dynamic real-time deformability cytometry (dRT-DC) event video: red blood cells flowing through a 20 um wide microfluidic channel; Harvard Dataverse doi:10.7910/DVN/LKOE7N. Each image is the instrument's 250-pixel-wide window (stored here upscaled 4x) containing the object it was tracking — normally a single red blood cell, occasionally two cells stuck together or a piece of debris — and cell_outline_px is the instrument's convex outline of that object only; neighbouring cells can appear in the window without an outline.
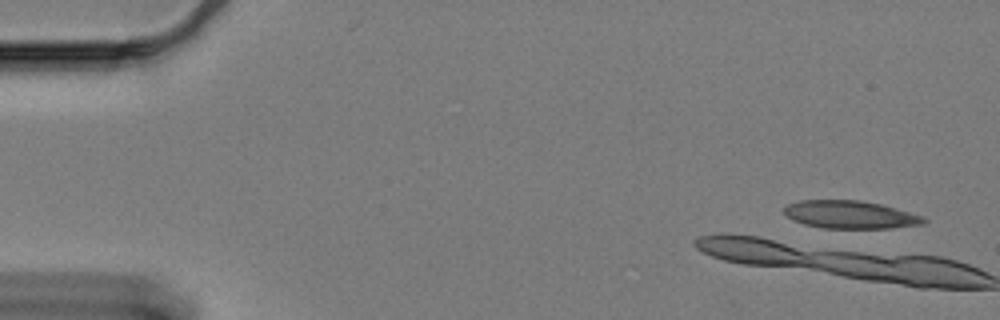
{"species": "Egyptian fruit bat (a non-hibernating species)", "species_latin": "Rousettus aegyptiacus", "temperature_condition": "cold", "stored_images_in_passage": 15, "camera_frame_rate_fps": 3000, "um_per_image_px": 0.085, "animal": {"sex": "female"}, "frame": {"image": 1, "passage_image": 3, "time_ms": 0.667, "image_size_px": [1000, 320], "cell_outline_px": [[928, 220], [924, 224], [892, 228], [824, 228], [804, 224], [792, 220], [784, 212], [784, 208], [788, 204], [800, 200], [860, 200], [880, 204], [924, 216]], "centroid_in_image_um": [72.29, 18.24], "position_along_channel_um": 12.7, "area_um2": 22.66}}